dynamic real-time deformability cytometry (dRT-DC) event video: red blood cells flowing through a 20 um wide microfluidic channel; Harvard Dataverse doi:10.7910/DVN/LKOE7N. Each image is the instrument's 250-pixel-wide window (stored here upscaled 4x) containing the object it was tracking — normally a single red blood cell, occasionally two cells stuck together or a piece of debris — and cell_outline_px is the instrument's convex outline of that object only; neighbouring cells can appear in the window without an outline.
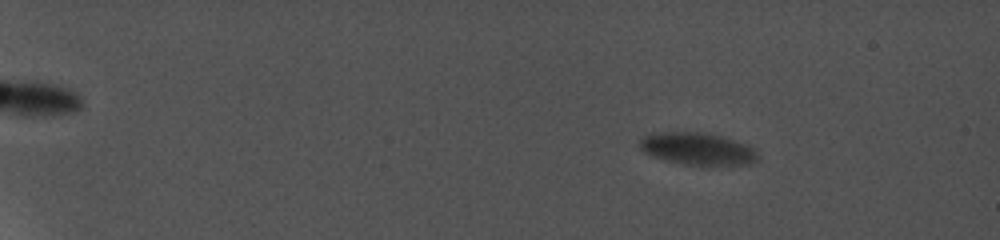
{"species": "common noctule bat (a hibernating species)", "species_latin": "Nyctalus noctula", "temperature_condition": "cold", "stored_images_in_passage": 15, "camera_frame_rate_fps": 5000, "um_per_image_px": 0.085, "animal": {"sex": "female", "body_mass_g": 19.0, "forearm_length_mm": 56.7}, "frame": {"image": 1, "passage_image": 5, "time_ms": 4.2, "image_size_px": [1000, 240], "cell_outline_px": [[752, 156], [744, 160], [676, 160], [660, 156], [644, 148], [640, 144], [648, 136], [676, 132], [696, 132], [716, 136], [740, 144], [748, 148], [752, 152]], "centroid_in_image_um": [59.09, 12.5], "position_along_channel_um": 25.9, "area_um2": 17.11}}
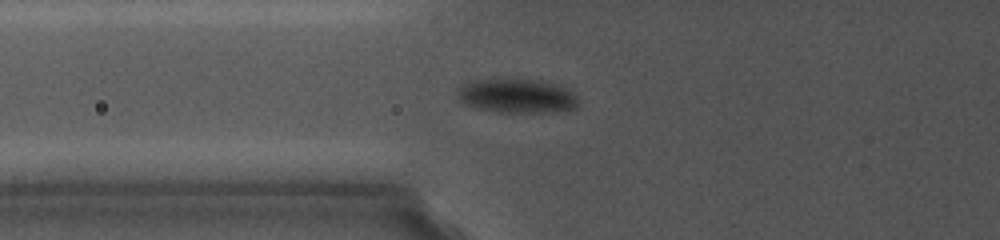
{"frame": {"image": 2, "passage_image": 12, "time_ms": 10.4, "image_size_px": [1000, 240], "cell_outline_px": [[576, 104], [568, 108], [524, 112], [500, 112], [480, 108], [468, 104], [460, 96], [460, 92], [468, 84], [488, 80], [524, 80], [544, 84], [560, 88], [568, 92], [572, 96]], "centroid_in_image_um": [43.85, 8.18], "position_along_channel_um": 81.9, "area_um2": 21.04}}